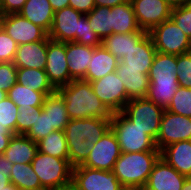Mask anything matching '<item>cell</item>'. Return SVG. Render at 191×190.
<instances>
[{
  "instance_id": "obj_5",
  "label": "cell",
  "mask_w": 191,
  "mask_h": 190,
  "mask_svg": "<svg viewBox=\"0 0 191 190\" xmlns=\"http://www.w3.org/2000/svg\"><path fill=\"white\" fill-rule=\"evenodd\" d=\"M111 129L117 137L121 152L160 151L155 141L121 112L113 113Z\"/></svg>"
},
{
  "instance_id": "obj_2",
  "label": "cell",
  "mask_w": 191,
  "mask_h": 190,
  "mask_svg": "<svg viewBox=\"0 0 191 190\" xmlns=\"http://www.w3.org/2000/svg\"><path fill=\"white\" fill-rule=\"evenodd\" d=\"M57 91L65 100L69 119L80 118H111L113 113L94 93L90 82L72 80Z\"/></svg>"
},
{
  "instance_id": "obj_19",
  "label": "cell",
  "mask_w": 191,
  "mask_h": 190,
  "mask_svg": "<svg viewBox=\"0 0 191 190\" xmlns=\"http://www.w3.org/2000/svg\"><path fill=\"white\" fill-rule=\"evenodd\" d=\"M94 48L77 42L66 43L67 65L70 76L74 80H81L86 76Z\"/></svg>"
},
{
  "instance_id": "obj_11",
  "label": "cell",
  "mask_w": 191,
  "mask_h": 190,
  "mask_svg": "<svg viewBox=\"0 0 191 190\" xmlns=\"http://www.w3.org/2000/svg\"><path fill=\"white\" fill-rule=\"evenodd\" d=\"M82 14L68 6L54 12L53 23L48 37L58 42H76L81 38Z\"/></svg>"
},
{
  "instance_id": "obj_23",
  "label": "cell",
  "mask_w": 191,
  "mask_h": 190,
  "mask_svg": "<svg viewBox=\"0 0 191 190\" xmlns=\"http://www.w3.org/2000/svg\"><path fill=\"white\" fill-rule=\"evenodd\" d=\"M116 73L121 77L129 100L146 98L150 85L148 73L124 68H117Z\"/></svg>"
},
{
  "instance_id": "obj_26",
  "label": "cell",
  "mask_w": 191,
  "mask_h": 190,
  "mask_svg": "<svg viewBox=\"0 0 191 190\" xmlns=\"http://www.w3.org/2000/svg\"><path fill=\"white\" fill-rule=\"evenodd\" d=\"M147 34L148 32L112 33L101 41V45L120 61Z\"/></svg>"
},
{
  "instance_id": "obj_18",
  "label": "cell",
  "mask_w": 191,
  "mask_h": 190,
  "mask_svg": "<svg viewBox=\"0 0 191 190\" xmlns=\"http://www.w3.org/2000/svg\"><path fill=\"white\" fill-rule=\"evenodd\" d=\"M47 61V40L18 45L14 58L17 68H36L44 70Z\"/></svg>"
},
{
  "instance_id": "obj_48",
  "label": "cell",
  "mask_w": 191,
  "mask_h": 190,
  "mask_svg": "<svg viewBox=\"0 0 191 190\" xmlns=\"http://www.w3.org/2000/svg\"><path fill=\"white\" fill-rule=\"evenodd\" d=\"M13 164L6 159V157L1 154L0 155V173H7L10 176L11 168Z\"/></svg>"
},
{
  "instance_id": "obj_34",
  "label": "cell",
  "mask_w": 191,
  "mask_h": 190,
  "mask_svg": "<svg viewBox=\"0 0 191 190\" xmlns=\"http://www.w3.org/2000/svg\"><path fill=\"white\" fill-rule=\"evenodd\" d=\"M7 97L18 107H36L43 105L46 96L42 92H37L29 88V86H22L16 82L7 92Z\"/></svg>"
},
{
  "instance_id": "obj_37",
  "label": "cell",
  "mask_w": 191,
  "mask_h": 190,
  "mask_svg": "<svg viewBox=\"0 0 191 190\" xmlns=\"http://www.w3.org/2000/svg\"><path fill=\"white\" fill-rule=\"evenodd\" d=\"M166 110L191 118V88L179 86Z\"/></svg>"
},
{
  "instance_id": "obj_25",
  "label": "cell",
  "mask_w": 191,
  "mask_h": 190,
  "mask_svg": "<svg viewBox=\"0 0 191 190\" xmlns=\"http://www.w3.org/2000/svg\"><path fill=\"white\" fill-rule=\"evenodd\" d=\"M113 33L146 32L139 28L131 1L111 7Z\"/></svg>"
},
{
  "instance_id": "obj_14",
  "label": "cell",
  "mask_w": 191,
  "mask_h": 190,
  "mask_svg": "<svg viewBox=\"0 0 191 190\" xmlns=\"http://www.w3.org/2000/svg\"><path fill=\"white\" fill-rule=\"evenodd\" d=\"M2 28L18 45L48 40V32L19 13L3 15Z\"/></svg>"
},
{
  "instance_id": "obj_36",
  "label": "cell",
  "mask_w": 191,
  "mask_h": 190,
  "mask_svg": "<svg viewBox=\"0 0 191 190\" xmlns=\"http://www.w3.org/2000/svg\"><path fill=\"white\" fill-rule=\"evenodd\" d=\"M53 131H55V129L50 125L49 116L41 107L35 112L34 123L25 135L35 143H38Z\"/></svg>"
},
{
  "instance_id": "obj_40",
  "label": "cell",
  "mask_w": 191,
  "mask_h": 190,
  "mask_svg": "<svg viewBox=\"0 0 191 190\" xmlns=\"http://www.w3.org/2000/svg\"><path fill=\"white\" fill-rule=\"evenodd\" d=\"M176 69L179 86L191 88V51L177 55Z\"/></svg>"
},
{
  "instance_id": "obj_29",
  "label": "cell",
  "mask_w": 191,
  "mask_h": 190,
  "mask_svg": "<svg viewBox=\"0 0 191 190\" xmlns=\"http://www.w3.org/2000/svg\"><path fill=\"white\" fill-rule=\"evenodd\" d=\"M17 83L29 86L32 90L42 92L45 96L52 94L56 89L48 80L45 70L36 68H17Z\"/></svg>"
},
{
  "instance_id": "obj_21",
  "label": "cell",
  "mask_w": 191,
  "mask_h": 190,
  "mask_svg": "<svg viewBox=\"0 0 191 190\" xmlns=\"http://www.w3.org/2000/svg\"><path fill=\"white\" fill-rule=\"evenodd\" d=\"M118 62L119 60L102 45L95 47L86 76L82 80L91 82L98 80L109 73L116 72Z\"/></svg>"
},
{
  "instance_id": "obj_53",
  "label": "cell",
  "mask_w": 191,
  "mask_h": 190,
  "mask_svg": "<svg viewBox=\"0 0 191 190\" xmlns=\"http://www.w3.org/2000/svg\"><path fill=\"white\" fill-rule=\"evenodd\" d=\"M5 190H17V187L11 182L5 186Z\"/></svg>"
},
{
  "instance_id": "obj_31",
  "label": "cell",
  "mask_w": 191,
  "mask_h": 190,
  "mask_svg": "<svg viewBox=\"0 0 191 190\" xmlns=\"http://www.w3.org/2000/svg\"><path fill=\"white\" fill-rule=\"evenodd\" d=\"M38 152L61 159H69L66 135L55 130L37 143Z\"/></svg>"
},
{
  "instance_id": "obj_46",
  "label": "cell",
  "mask_w": 191,
  "mask_h": 190,
  "mask_svg": "<svg viewBox=\"0 0 191 190\" xmlns=\"http://www.w3.org/2000/svg\"><path fill=\"white\" fill-rule=\"evenodd\" d=\"M13 135L11 131H0V155L4 154Z\"/></svg>"
},
{
  "instance_id": "obj_22",
  "label": "cell",
  "mask_w": 191,
  "mask_h": 190,
  "mask_svg": "<svg viewBox=\"0 0 191 190\" xmlns=\"http://www.w3.org/2000/svg\"><path fill=\"white\" fill-rule=\"evenodd\" d=\"M37 143L26 135H13L8 147L4 151V156L12 164H30L37 153Z\"/></svg>"
},
{
  "instance_id": "obj_28",
  "label": "cell",
  "mask_w": 191,
  "mask_h": 190,
  "mask_svg": "<svg viewBox=\"0 0 191 190\" xmlns=\"http://www.w3.org/2000/svg\"><path fill=\"white\" fill-rule=\"evenodd\" d=\"M178 88V79H150L146 98L166 110Z\"/></svg>"
},
{
  "instance_id": "obj_47",
  "label": "cell",
  "mask_w": 191,
  "mask_h": 190,
  "mask_svg": "<svg viewBox=\"0 0 191 190\" xmlns=\"http://www.w3.org/2000/svg\"><path fill=\"white\" fill-rule=\"evenodd\" d=\"M95 6L114 7L122 3H126L130 0H94Z\"/></svg>"
},
{
  "instance_id": "obj_12",
  "label": "cell",
  "mask_w": 191,
  "mask_h": 190,
  "mask_svg": "<svg viewBox=\"0 0 191 190\" xmlns=\"http://www.w3.org/2000/svg\"><path fill=\"white\" fill-rule=\"evenodd\" d=\"M185 140H191V118L165 110L155 140L157 149Z\"/></svg>"
},
{
  "instance_id": "obj_10",
  "label": "cell",
  "mask_w": 191,
  "mask_h": 190,
  "mask_svg": "<svg viewBox=\"0 0 191 190\" xmlns=\"http://www.w3.org/2000/svg\"><path fill=\"white\" fill-rule=\"evenodd\" d=\"M90 83L94 93L112 113L121 112L129 101L121 77L116 72Z\"/></svg>"
},
{
  "instance_id": "obj_55",
  "label": "cell",
  "mask_w": 191,
  "mask_h": 190,
  "mask_svg": "<svg viewBox=\"0 0 191 190\" xmlns=\"http://www.w3.org/2000/svg\"><path fill=\"white\" fill-rule=\"evenodd\" d=\"M7 96V93L5 91L0 90V101H2Z\"/></svg>"
},
{
  "instance_id": "obj_52",
  "label": "cell",
  "mask_w": 191,
  "mask_h": 190,
  "mask_svg": "<svg viewBox=\"0 0 191 190\" xmlns=\"http://www.w3.org/2000/svg\"><path fill=\"white\" fill-rule=\"evenodd\" d=\"M181 190H191V177L185 179Z\"/></svg>"
},
{
  "instance_id": "obj_33",
  "label": "cell",
  "mask_w": 191,
  "mask_h": 190,
  "mask_svg": "<svg viewBox=\"0 0 191 190\" xmlns=\"http://www.w3.org/2000/svg\"><path fill=\"white\" fill-rule=\"evenodd\" d=\"M86 16L91 28L101 41L113 33L110 7L95 6Z\"/></svg>"
},
{
  "instance_id": "obj_13",
  "label": "cell",
  "mask_w": 191,
  "mask_h": 190,
  "mask_svg": "<svg viewBox=\"0 0 191 190\" xmlns=\"http://www.w3.org/2000/svg\"><path fill=\"white\" fill-rule=\"evenodd\" d=\"M66 59V43L47 40V61L45 72L49 82L57 90L74 80L69 73Z\"/></svg>"
},
{
  "instance_id": "obj_24",
  "label": "cell",
  "mask_w": 191,
  "mask_h": 190,
  "mask_svg": "<svg viewBox=\"0 0 191 190\" xmlns=\"http://www.w3.org/2000/svg\"><path fill=\"white\" fill-rule=\"evenodd\" d=\"M19 14L47 32L52 27L54 11L49 0H27Z\"/></svg>"
},
{
  "instance_id": "obj_6",
  "label": "cell",
  "mask_w": 191,
  "mask_h": 190,
  "mask_svg": "<svg viewBox=\"0 0 191 190\" xmlns=\"http://www.w3.org/2000/svg\"><path fill=\"white\" fill-rule=\"evenodd\" d=\"M164 111L147 98H140L129 100L121 113L155 141Z\"/></svg>"
},
{
  "instance_id": "obj_49",
  "label": "cell",
  "mask_w": 191,
  "mask_h": 190,
  "mask_svg": "<svg viewBox=\"0 0 191 190\" xmlns=\"http://www.w3.org/2000/svg\"><path fill=\"white\" fill-rule=\"evenodd\" d=\"M54 12L69 6V0H49Z\"/></svg>"
},
{
  "instance_id": "obj_7",
  "label": "cell",
  "mask_w": 191,
  "mask_h": 190,
  "mask_svg": "<svg viewBox=\"0 0 191 190\" xmlns=\"http://www.w3.org/2000/svg\"><path fill=\"white\" fill-rule=\"evenodd\" d=\"M160 53L180 55L191 51V39L169 18L148 33Z\"/></svg>"
},
{
  "instance_id": "obj_57",
  "label": "cell",
  "mask_w": 191,
  "mask_h": 190,
  "mask_svg": "<svg viewBox=\"0 0 191 190\" xmlns=\"http://www.w3.org/2000/svg\"><path fill=\"white\" fill-rule=\"evenodd\" d=\"M3 15L0 13V29L2 28Z\"/></svg>"
},
{
  "instance_id": "obj_8",
  "label": "cell",
  "mask_w": 191,
  "mask_h": 190,
  "mask_svg": "<svg viewBox=\"0 0 191 190\" xmlns=\"http://www.w3.org/2000/svg\"><path fill=\"white\" fill-rule=\"evenodd\" d=\"M120 145L115 133L110 128L96 143L91 146L87 159L78 166L91 169L113 171L115 162L121 155Z\"/></svg>"
},
{
  "instance_id": "obj_4",
  "label": "cell",
  "mask_w": 191,
  "mask_h": 190,
  "mask_svg": "<svg viewBox=\"0 0 191 190\" xmlns=\"http://www.w3.org/2000/svg\"><path fill=\"white\" fill-rule=\"evenodd\" d=\"M44 190L64 188L72 183V169L69 159H61L41 152L31 162Z\"/></svg>"
},
{
  "instance_id": "obj_45",
  "label": "cell",
  "mask_w": 191,
  "mask_h": 190,
  "mask_svg": "<svg viewBox=\"0 0 191 190\" xmlns=\"http://www.w3.org/2000/svg\"><path fill=\"white\" fill-rule=\"evenodd\" d=\"M69 6L73 9L81 12L82 14H88L94 7V0H69Z\"/></svg>"
},
{
  "instance_id": "obj_58",
  "label": "cell",
  "mask_w": 191,
  "mask_h": 190,
  "mask_svg": "<svg viewBox=\"0 0 191 190\" xmlns=\"http://www.w3.org/2000/svg\"><path fill=\"white\" fill-rule=\"evenodd\" d=\"M17 190H30V189H26V188H17Z\"/></svg>"
},
{
  "instance_id": "obj_39",
  "label": "cell",
  "mask_w": 191,
  "mask_h": 190,
  "mask_svg": "<svg viewBox=\"0 0 191 190\" xmlns=\"http://www.w3.org/2000/svg\"><path fill=\"white\" fill-rule=\"evenodd\" d=\"M42 106L18 107L19 113L16 122V134L25 135L31 128L35 120V112Z\"/></svg>"
},
{
  "instance_id": "obj_35",
  "label": "cell",
  "mask_w": 191,
  "mask_h": 190,
  "mask_svg": "<svg viewBox=\"0 0 191 190\" xmlns=\"http://www.w3.org/2000/svg\"><path fill=\"white\" fill-rule=\"evenodd\" d=\"M18 106L7 96L0 101V131H11L16 135Z\"/></svg>"
},
{
  "instance_id": "obj_3",
  "label": "cell",
  "mask_w": 191,
  "mask_h": 190,
  "mask_svg": "<svg viewBox=\"0 0 191 190\" xmlns=\"http://www.w3.org/2000/svg\"><path fill=\"white\" fill-rule=\"evenodd\" d=\"M161 151L122 152L115 162L113 172L126 188H144Z\"/></svg>"
},
{
  "instance_id": "obj_20",
  "label": "cell",
  "mask_w": 191,
  "mask_h": 190,
  "mask_svg": "<svg viewBox=\"0 0 191 190\" xmlns=\"http://www.w3.org/2000/svg\"><path fill=\"white\" fill-rule=\"evenodd\" d=\"M161 158L181 175L191 177V140L167 145L161 150Z\"/></svg>"
},
{
  "instance_id": "obj_43",
  "label": "cell",
  "mask_w": 191,
  "mask_h": 190,
  "mask_svg": "<svg viewBox=\"0 0 191 190\" xmlns=\"http://www.w3.org/2000/svg\"><path fill=\"white\" fill-rule=\"evenodd\" d=\"M76 42L92 47L101 46V39L91 28L86 15L82 16L81 38H79Z\"/></svg>"
},
{
  "instance_id": "obj_1",
  "label": "cell",
  "mask_w": 191,
  "mask_h": 190,
  "mask_svg": "<svg viewBox=\"0 0 191 190\" xmlns=\"http://www.w3.org/2000/svg\"><path fill=\"white\" fill-rule=\"evenodd\" d=\"M111 128V118L70 119L65 135L70 164L81 165L89 156L91 146Z\"/></svg>"
},
{
  "instance_id": "obj_54",
  "label": "cell",
  "mask_w": 191,
  "mask_h": 190,
  "mask_svg": "<svg viewBox=\"0 0 191 190\" xmlns=\"http://www.w3.org/2000/svg\"><path fill=\"white\" fill-rule=\"evenodd\" d=\"M55 190H75V188H74L72 185H69V186H67V187L58 188V189H55Z\"/></svg>"
},
{
  "instance_id": "obj_27",
  "label": "cell",
  "mask_w": 191,
  "mask_h": 190,
  "mask_svg": "<svg viewBox=\"0 0 191 190\" xmlns=\"http://www.w3.org/2000/svg\"><path fill=\"white\" fill-rule=\"evenodd\" d=\"M42 109L49 116L50 125L53 126L55 130H65L70 119L65 100L57 90L45 97Z\"/></svg>"
},
{
  "instance_id": "obj_17",
  "label": "cell",
  "mask_w": 191,
  "mask_h": 190,
  "mask_svg": "<svg viewBox=\"0 0 191 190\" xmlns=\"http://www.w3.org/2000/svg\"><path fill=\"white\" fill-rule=\"evenodd\" d=\"M156 52L153 40L147 34L137 45H133L126 56L118 62L117 68L142 70V73H149Z\"/></svg>"
},
{
  "instance_id": "obj_41",
  "label": "cell",
  "mask_w": 191,
  "mask_h": 190,
  "mask_svg": "<svg viewBox=\"0 0 191 190\" xmlns=\"http://www.w3.org/2000/svg\"><path fill=\"white\" fill-rule=\"evenodd\" d=\"M18 44L3 28L0 29V62H13Z\"/></svg>"
},
{
  "instance_id": "obj_30",
  "label": "cell",
  "mask_w": 191,
  "mask_h": 190,
  "mask_svg": "<svg viewBox=\"0 0 191 190\" xmlns=\"http://www.w3.org/2000/svg\"><path fill=\"white\" fill-rule=\"evenodd\" d=\"M177 55L156 52L150 67L149 79H178Z\"/></svg>"
},
{
  "instance_id": "obj_38",
  "label": "cell",
  "mask_w": 191,
  "mask_h": 190,
  "mask_svg": "<svg viewBox=\"0 0 191 190\" xmlns=\"http://www.w3.org/2000/svg\"><path fill=\"white\" fill-rule=\"evenodd\" d=\"M170 18L191 39V1L172 8Z\"/></svg>"
},
{
  "instance_id": "obj_42",
  "label": "cell",
  "mask_w": 191,
  "mask_h": 190,
  "mask_svg": "<svg viewBox=\"0 0 191 190\" xmlns=\"http://www.w3.org/2000/svg\"><path fill=\"white\" fill-rule=\"evenodd\" d=\"M17 67L13 62H0V90L6 93L17 82Z\"/></svg>"
},
{
  "instance_id": "obj_50",
  "label": "cell",
  "mask_w": 191,
  "mask_h": 190,
  "mask_svg": "<svg viewBox=\"0 0 191 190\" xmlns=\"http://www.w3.org/2000/svg\"><path fill=\"white\" fill-rule=\"evenodd\" d=\"M11 183L10 176L7 173H0V190H5V186Z\"/></svg>"
},
{
  "instance_id": "obj_32",
  "label": "cell",
  "mask_w": 191,
  "mask_h": 190,
  "mask_svg": "<svg viewBox=\"0 0 191 190\" xmlns=\"http://www.w3.org/2000/svg\"><path fill=\"white\" fill-rule=\"evenodd\" d=\"M10 181L17 188H26L30 190H44L36 175L33 167L30 164L15 163L11 168Z\"/></svg>"
},
{
  "instance_id": "obj_9",
  "label": "cell",
  "mask_w": 191,
  "mask_h": 190,
  "mask_svg": "<svg viewBox=\"0 0 191 190\" xmlns=\"http://www.w3.org/2000/svg\"><path fill=\"white\" fill-rule=\"evenodd\" d=\"M75 190H124L113 171L75 166L72 169V183Z\"/></svg>"
},
{
  "instance_id": "obj_51",
  "label": "cell",
  "mask_w": 191,
  "mask_h": 190,
  "mask_svg": "<svg viewBox=\"0 0 191 190\" xmlns=\"http://www.w3.org/2000/svg\"><path fill=\"white\" fill-rule=\"evenodd\" d=\"M170 7L172 8H176V7H180L188 2H190L191 0H164Z\"/></svg>"
},
{
  "instance_id": "obj_16",
  "label": "cell",
  "mask_w": 191,
  "mask_h": 190,
  "mask_svg": "<svg viewBox=\"0 0 191 190\" xmlns=\"http://www.w3.org/2000/svg\"><path fill=\"white\" fill-rule=\"evenodd\" d=\"M187 177L181 175L163 158H159L151 171L145 190H181Z\"/></svg>"
},
{
  "instance_id": "obj_44",
  "label": "cell",
  "mask_w": 191,
  "mask_h": 190,
  "mask_svg": "<svg viewBox=\"0 0 191 190\" xmlns=\"http://www.w3.org/2000/svg\"><path fill=\"white\" fill-rule=\"evenodd\" d=\"M27 0H1L0 13L2 15L19 13Z\"/></svg>"
},
{
  "instance_id": "obj_56",
  "label": "cell",
  "mask_w": 191,
  "mask_h": 190,
  "mask_svg": "<svg viewBox=\"0 0 191 190\" xmlns=\"http://www.w3.org/2000/svg\"><path fill=\"white\" fill-rule=\"evenodd\" d=\"M124 190H145L144 188H126Z\"/></svg>"
},
{
  "instance_id": "obj_15",
  "label": "cell",
  "mask_w": 191,
  "mask_h": 190,
  "mask_svg": "<svg viewBox=\"0 0 191 190\" xmlns=\"http://www.w3.org/2000/svg\"><path fill=\"white\" fill-rule=\"evenodd\" d=\"M141 30L150 32L170 18L172 7L164 0H130Z\"/></svg>"
}]
</instances>
